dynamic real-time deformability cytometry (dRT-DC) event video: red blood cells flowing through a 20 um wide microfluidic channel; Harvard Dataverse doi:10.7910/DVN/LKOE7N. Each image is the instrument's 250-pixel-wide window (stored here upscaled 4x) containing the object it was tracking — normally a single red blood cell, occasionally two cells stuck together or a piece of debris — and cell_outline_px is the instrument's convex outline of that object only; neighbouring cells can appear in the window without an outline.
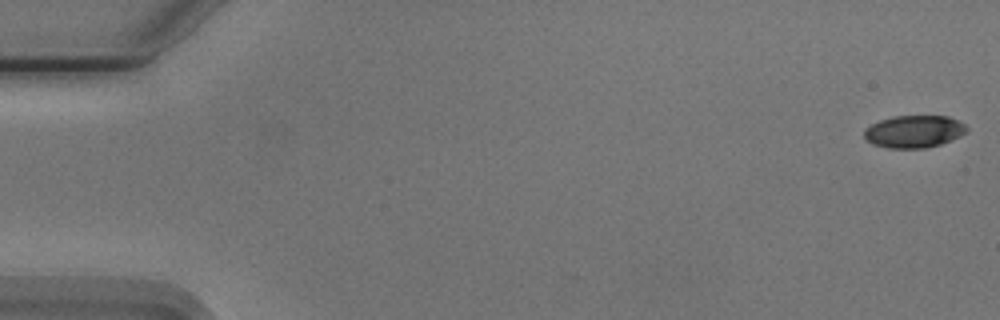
{"species": "Egyptian fruit bat (a non-hibernating species)", "species_latin": "Rousettus aegyptiacus", "temperature_condition": "cold", "stored_images_in_passage": 23, "camera_frame_rate_fps": 3000, "um_per_image_px": 0.085, "animal": {"sex": "male"}, "frame": {"image": 1, "passage_image": 1, "time_ms": 0.0, "image_size_px": [1000, 320], "cell_outline_px": [[968, 132], [940, 144], [924, 148], [888, 148], [872, 144], [864, 136], [864, 128], [880, 120], [892, 116], [948, 116], [964, 124], [968, 128]], "centroid_in_image_um": [77.67, 11.17], "position_along_channel_um": 7.3, "area_um2": 19.25}}
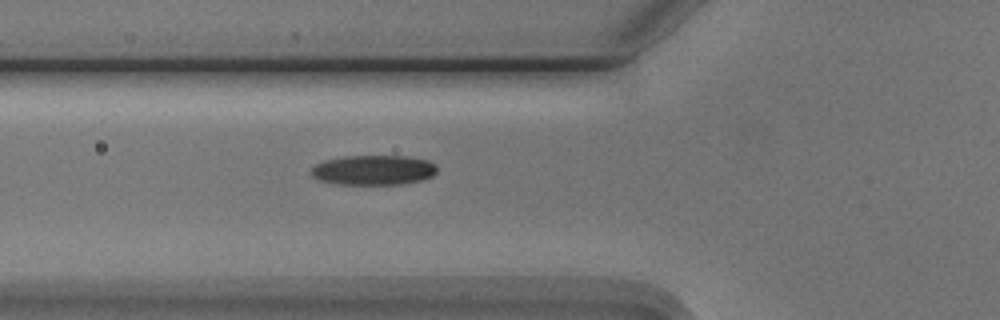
{"frame": {"image": 2, "passage_image": 20, "time_ms": 6.333, "image_size_px": [1000, 320], "cell_outline_px": [[436, 172], [432, 176], [420, 180], [404, 184], [336, 184], [320, 180], [312, 176], [312, 168], [316, 164], [324, 160], [344, 156], [404, 156], [428, 160], [436, 164]], "centroid_in_image_um": [31.75, 14.45], "position_along_channel_um": 94.0, "area_um2": 21.85}}
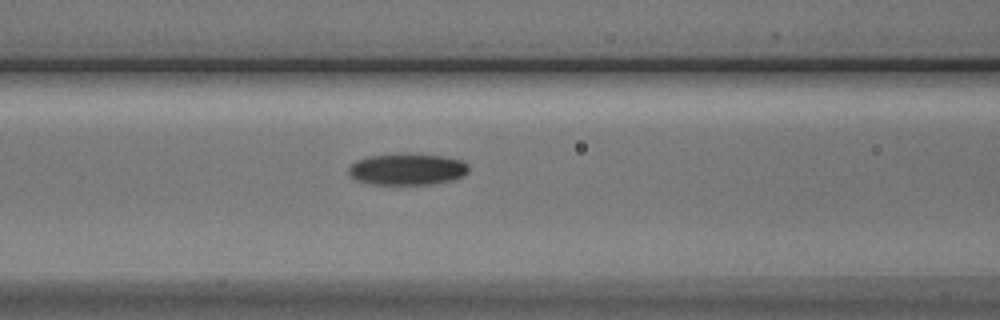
{"frame": {"image": 3, "passage_image": 23, "time_ms": 7.333, "image_size_px": [1000, 320], "cell_outline_px": [[468, 172], [464, 176], [456, 180], [436, 184], [372, 184], [356, 180], [348, 172], [348, 168], [356, 160], [368, 156], [440, 156], [460, 160], [468, 164]], "centroid_in_image_um": [34.65, 14.44], "position_along_channel_um": 132.0, "area_um2": 21.39}}